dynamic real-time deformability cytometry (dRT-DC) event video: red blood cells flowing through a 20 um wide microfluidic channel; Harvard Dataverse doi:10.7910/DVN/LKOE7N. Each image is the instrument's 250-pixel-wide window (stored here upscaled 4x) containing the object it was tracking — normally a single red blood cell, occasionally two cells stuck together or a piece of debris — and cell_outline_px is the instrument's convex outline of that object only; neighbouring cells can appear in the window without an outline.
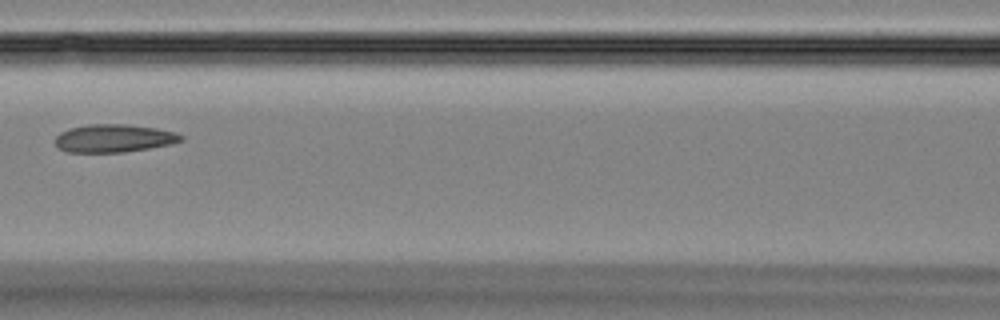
{"species": "Egyptian fruit bat (a non-hibernating species)", "species_latin": "Rousettus aegyptiacus", "temperature_condition": "room temperature", "stored_images_in_passage": 8, "camera_frame_rate_fps": 3000, "um_per_image_px": 0.085, "animal": {"sex": "female"}, "frame": {"image": 1, "passage_image": 7, "time_ms": 7.667, "image_size_px": [1000, 320], "cell_outline_px": [[184, 140], [172, 144], [124, 152], [68, 152], [56, 148], [56, 136], [60, 132], [72, 128], [88, 124], [124, 124], [156, 128], [176, 132], [184, 136]], "centroid_in_image_um": [9.7, 11.75], "position_along_channel_um": 156.9, "area_um2": 20.52}}
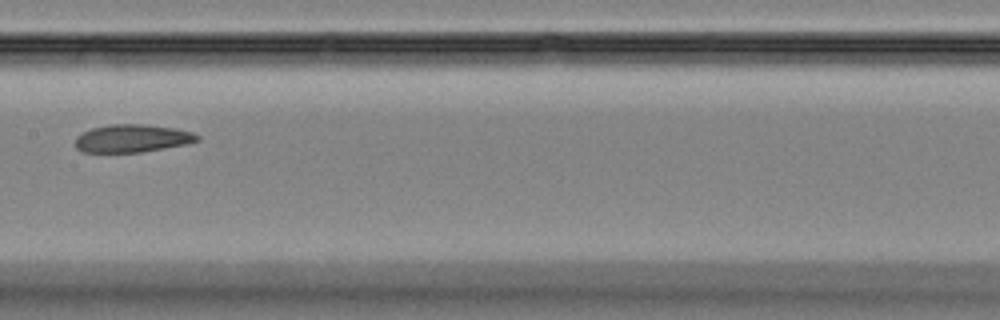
{"frame": {"image": 2, "passage_image": 8, "time_ms": 8.667, "image_size_px": [1000, 320], "cell_outline_px": [[200, 140], [188, 144], [140, 152], [84, 152], [76, 148], [76, 136], [92, 128], [112, 124], [144, 124], [176, 128], [192, 132], [200, 136]], "centroid_in_image_um": [11.28, 11.76], "position_along_channel_um": 196.1, "area_um2": 19.77}}